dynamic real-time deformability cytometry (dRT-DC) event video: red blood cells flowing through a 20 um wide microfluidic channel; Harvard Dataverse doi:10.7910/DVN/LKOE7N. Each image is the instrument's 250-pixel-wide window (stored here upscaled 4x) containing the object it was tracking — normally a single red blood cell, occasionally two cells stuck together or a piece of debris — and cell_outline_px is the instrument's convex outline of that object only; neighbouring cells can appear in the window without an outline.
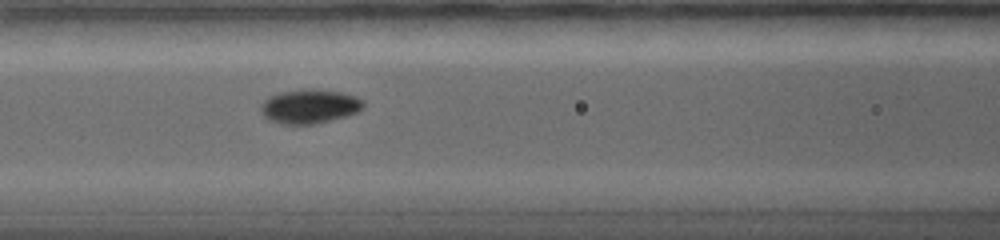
{"species": "common noctule bat (a hibernating species)", "species_latin": "Nyctalus noctula", "temperature_condition": "warm", "stored_images_in_passage": 22, "camera_frame_rate_fps": 5000, "um_per_image_px": 0.085, "animal": {"sex": "female", "body_mass_g": 19.0, "forearm_length_mm": 56.7}, "frame": {"image": 1, "passage_image": 7, "time_ms": 5.2, "image_size_px": [1000, 240], "cell_outline_px": [[364, 108], [356, 112], [344, 116], [316, 124], [284, 124], [268, 120], [264, 116], [260, 108], [260, 104], [268, 96], [280, 92], [308, 88], [312, 88], [340, 92], [356, 96], [364, 100]], "centroid_in_image_um": [26.29, 9.03], "position_along_channel_um": 140.3, "area_um2": 20.52}}
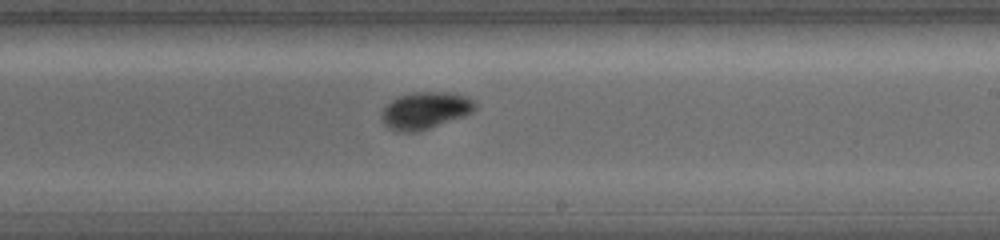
{"frame": {"image": 2, "passage_image": 11, "time_ms": 8.4, "image_size_px": [1000, 240], "cell_outline_px": [[476, 108], [472, 112], [464, 116], [416, 132], [396, 132], [388, 128], [384, 124], [380, 116], [384, 108], [392, 100], [400, 96], [412, 92], [448, 92], [464, 96], [476, 100]], "centroid_in_image_um": [36.13, 9.39], "position_along_channel_um": 252.9, "area_um2": 20.11}}
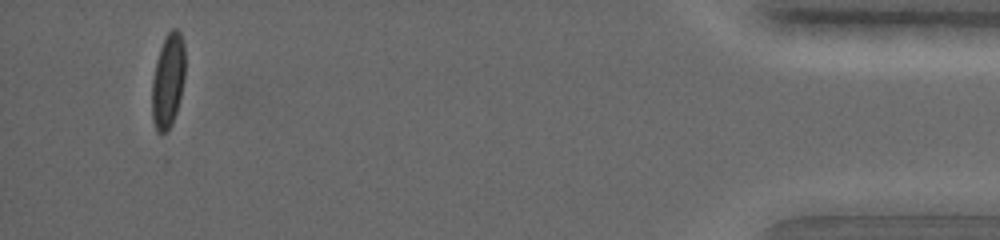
{"frame": {"image": 3, "passage_image": 20, "time_ms": 16.0, "image_size_px": [1000, 240], "cell_outline_px": [[184, 80], [180, 100], [172, 124], [164, 132], [160, 132], [156, 128], [152, 120], [152, 80], [156, 60], [160, 48], [168, 32], [172, 28], [176, 28], [180, 32], [184, 44]], "centroid_in_image_um": [14.28, 6.83], "position_along_channel_um": 420.9, "area_um2": 18.09}, "authors_computed_cell_mechanics": {"area_um2": 18.6983, "velocity_mm_per_s": 3.527, "shape_relaxation_time_tau1_ms": 2.8772, "shape_relaxation_time_tau2_ms": 1.1196, "deformation_change_tau1": 0.1071, "deformation_change_tau2": 0.0303}}